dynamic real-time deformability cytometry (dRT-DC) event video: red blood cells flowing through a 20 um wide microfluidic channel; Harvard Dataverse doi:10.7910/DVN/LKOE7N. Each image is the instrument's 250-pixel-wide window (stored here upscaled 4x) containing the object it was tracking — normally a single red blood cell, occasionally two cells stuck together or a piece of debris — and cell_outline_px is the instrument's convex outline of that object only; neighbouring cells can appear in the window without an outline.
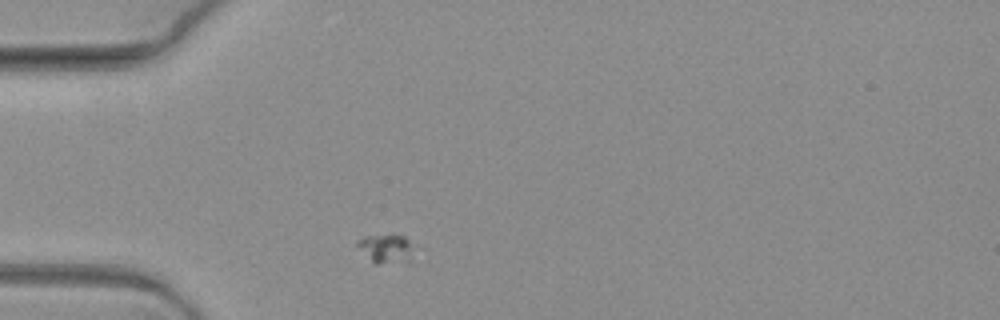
{"species": "common noctule bat (a hibernating species)", "species_latin": "Nyctalus noctula", "temperature_condition": "warm", "stored_images_in_passage": 2, "camera_frame_rate_fps": 3000, "um_per_image_px": 0.085, "animal": {"sex": "female", "body_mass_g": 19.3, "forearm_length_mm": 54.1}, "frame": {"image": 1, "passage_image": 1, "time_ms": 0.0, "image_size_px": [1000, 320], "cell_outline_px": [[416, 252], [412, 260], [408, 264], [376, 264], [356, 244], [364, 236], [392, 232], [404, 236], [416, 248]], "centroid_in_image_um": [32.97, 21.13], "position_along_channel_um": 52.0, "area_um2": 10.23}}